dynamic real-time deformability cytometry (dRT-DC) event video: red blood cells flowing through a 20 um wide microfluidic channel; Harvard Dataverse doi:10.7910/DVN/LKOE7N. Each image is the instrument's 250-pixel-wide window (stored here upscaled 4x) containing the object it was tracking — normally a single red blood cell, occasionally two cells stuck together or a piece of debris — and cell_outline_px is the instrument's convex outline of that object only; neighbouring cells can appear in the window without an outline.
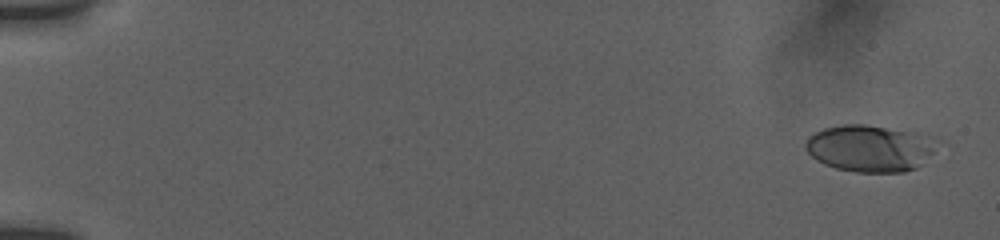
{"species": "human", "species_latin": "Homo sapiens", "temperature_condition": "room temperature", "stored_images_in_passage": 32, "camera_frame_rate_fps": 3000, "um_per_image_px": 0.085, "donor": {"sex": "female"}, "frame": {"image": 1, "passage_image": 3, "time_ms": 0.667, "image_size_px": [1000, 240], "cell_outline_px": [[932, 152], [916, 168], [904, 172], [856, 172], [836, 168], [824, 164], [816, 160], [804, 148], [804, 144], [808, 136], [824, 128], [844, 124], [868, 124], [912, 128], [924, 132], [932, 140]], "centroid_in_image_um": [73.92, 12.56], "position_along_channel_um": 11.1, "area_um2": 36.36}}
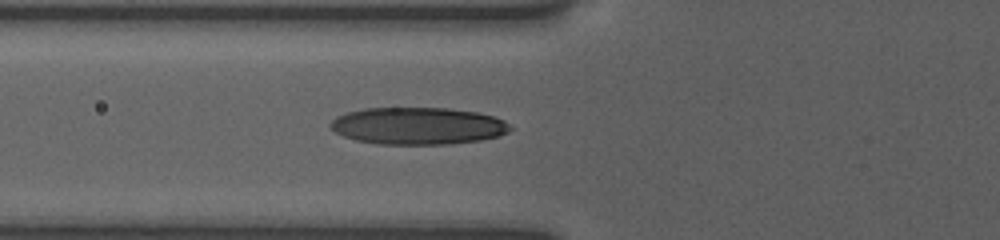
{"frame": {"image": 2, "passage_image": 20, "time_ms": 7.333, "image_size_px": [1000, 240], "cell_outline_px": [[512, 128], [508, 132], [500, 136], [480, 140], [448, 144], [376, 144], [356, 140], [344, 136], [336, 132], [328, 124], [336, 116], [348, 112], [364, 108], [448, 108], [476, 112], [492, 116], [504, 120]], "centroid_in_image_um": [35.52, 10.7], "position_along_channel_um": 90.3, "area_um2": 38.9}}
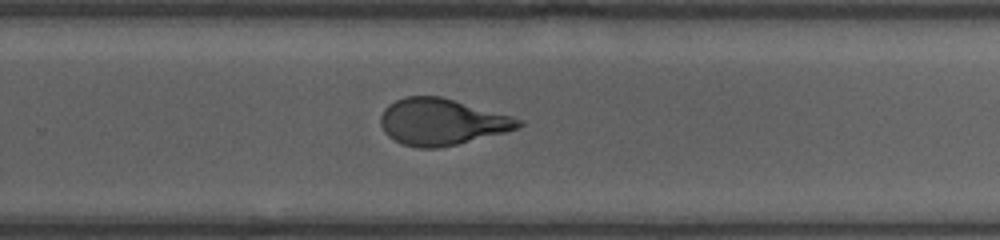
{"frame": {"image": 3, "passage_image": 32, "time_ms": 12.667, "image_size_px": [1000, 240], "cell_outline_px": [[524, 124], [516, 128], [504, 132], [440, 148], [420, 148], [400, 144], [388, 136], [384, 132], [380, 124], [380, 116], [384, 108], [388, 104], [396, 100], [408, 96], [440, 96], [512, 116], [524, 120]], "centroid_in_image_um": [37.5, 10.36], "position_along_channel_um": 292.3, "area_um2": 37.22}}